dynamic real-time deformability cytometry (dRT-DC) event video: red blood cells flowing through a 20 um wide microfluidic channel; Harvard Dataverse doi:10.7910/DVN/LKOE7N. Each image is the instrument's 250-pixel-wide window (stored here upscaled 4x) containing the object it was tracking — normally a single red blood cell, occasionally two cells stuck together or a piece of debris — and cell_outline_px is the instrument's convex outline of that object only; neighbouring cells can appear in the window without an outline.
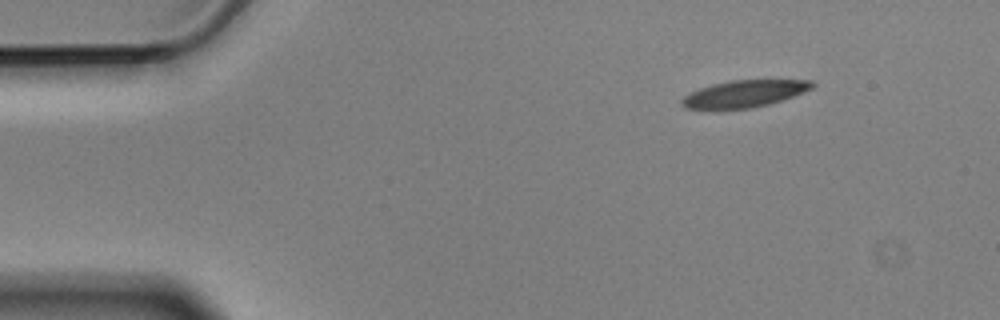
{"species": "Egyptian fruit bat (a non-hibernating species)", "species_latin": "Rousettus aegyptiacus", "temperature_condition": "cold", "stored_images_in_passage": 3, "camera_frame_rate_fps": 3000, "um_per_image_px": 0.085, "animal": {"sex": "male"}, "frame": {"image": 1, "passage_image": 1, "time_ms": 0.0, "image_size_px": [1000, 320], "cell_outline_px": [[816, 84], [812, 88], [792, 96], [768, 104], [752, 108], [684, 108], [680, 104], [680, 100], [684, 96], [700, 88], [732, 80], [812, 80]], "centroid_in_image_um": [63.28, 7.96], "position_along_channel_um": 21.7, "area_um2": 20.0}}